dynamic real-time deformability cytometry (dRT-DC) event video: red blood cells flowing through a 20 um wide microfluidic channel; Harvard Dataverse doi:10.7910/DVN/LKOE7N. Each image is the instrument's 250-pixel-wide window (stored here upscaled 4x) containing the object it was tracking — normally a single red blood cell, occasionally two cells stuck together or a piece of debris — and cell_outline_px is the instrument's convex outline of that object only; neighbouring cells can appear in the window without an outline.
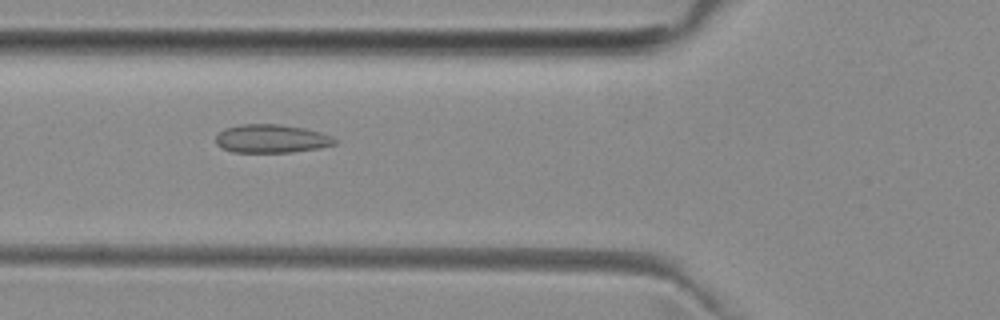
{"species": "common noctule bat (a hibernating species)", "species_latin": "Nyctalus noctula", "temperature_condition": "room temperature", "stored_images_in_passage": 38, "camera_frame_rate_fps": 3000, "um_per_image_px": 0.085, "animal": {"sex": "female", "body_mass_g": 29.2, "forearm_length_mm": 56.3}, "frame": {"image": 1, "passage_image": 5, "time_ms": 1.333, "image_size_px": [1000, 320], "cell_outline_px": [[336, 144], [316, 148], [292, 152], [232, 152], [216, 144], [216, 136], [224, 128], [240, 124], [280, 124], [304, 128], [320, 132], [332, 136], [336, 140]], "centroid_in_image_um": [23.06, 11.78], "position_along_channel_um": 102.7, "area_um2": 19.59}}
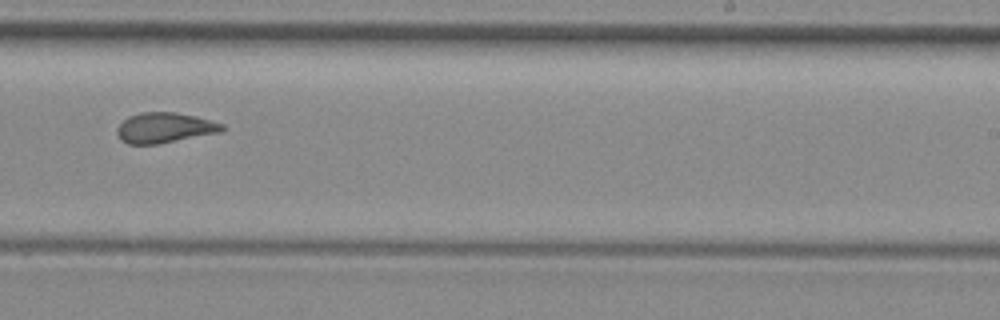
{"frame": {"image": 2, "passage_image": 18, "time_ms": 5.667, "image_size_px": [1000, 320], "cell_outline_px": [[224, 132], [156, 144], [128, 144], [120, 140], [116, 132], [116, 128], [128, 116], [140, 112], [176, 112], [196, 116], [224, 124]], "centroid_in_image_um": [14.0, 10.86], "position_along_channel_um": 275.0, "area_um2": 18.73}}
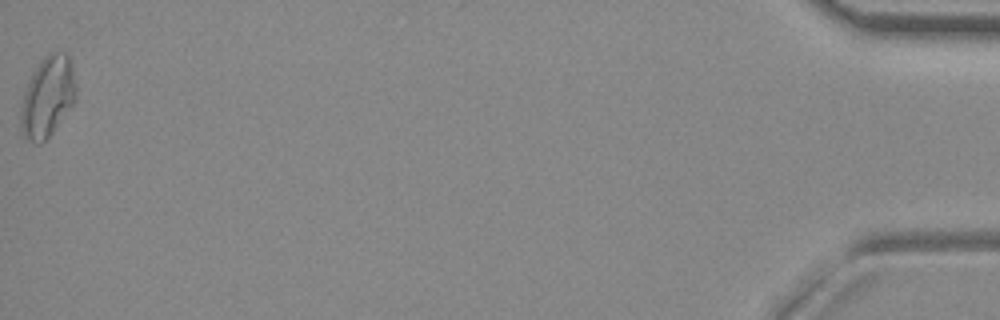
{"frame": {"image": 3, "passage_image": 38, "time_ms": 12.333, "image_size_px": [1000, 320], "cell_outline_px": [[76, 100], [52, 132], [40, 144], [36, 144], [24, 140], [20, 124], [20, 108], [24, 92], [28, 80], [40, 60], [48, 52], [56, 48], [68, 52], [72, 64], [76, 84]], "centroid_in_image_um": [4.04, 8.17], "position_along_channel_um": 431.2, "area_um2": 26.65}, "authors_computed_cell_mechanics": {"area_um2": 19.2474, "velocity_mm_per_s": 3.9807, "shape_relaxation_time_tau1_ms": null, "shape_relaxation_time_tau2_ms": 1.3602, "deformation_change_tau1": null, "deformation_change_tau2": 0.0807}}